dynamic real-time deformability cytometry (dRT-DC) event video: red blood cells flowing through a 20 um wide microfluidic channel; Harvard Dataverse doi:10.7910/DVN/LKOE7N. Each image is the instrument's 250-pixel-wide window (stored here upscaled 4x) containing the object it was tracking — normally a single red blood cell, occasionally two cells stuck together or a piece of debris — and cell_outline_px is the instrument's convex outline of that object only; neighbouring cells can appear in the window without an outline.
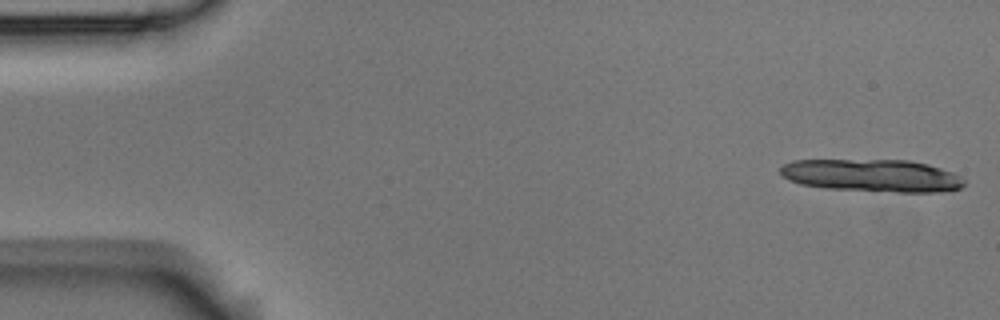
{"species": "Egyptian fruit bat (a non-hibernating species)", "species_latin": "Rousettus aegyptiacus", "temperature_condition": "room temperature", "stored_images_in_passage": 4, "camera_frame_rate_fps": 3000, "um_per_image_px": 0.085, "animal": {"sex": "male"}, "frame": {"image": 1, "passage_image": 1, "time_ms": 0.0, "image_size_px": [1000, 320], "cell_outline_px": [[964, 184], [960, 188], [940, 192], [896, 192], [828, 188], [800, 184], [788, 180], [780, 172], [780, 168], [784, 164], [792, 160], [908, 160], [928, 164], [952, 172], [960, 176], [964, 180]], "centroid_in_image_um": [74.13, 14.92], "position_along_channel_um": 10.9, "area_um2": 34.8}}